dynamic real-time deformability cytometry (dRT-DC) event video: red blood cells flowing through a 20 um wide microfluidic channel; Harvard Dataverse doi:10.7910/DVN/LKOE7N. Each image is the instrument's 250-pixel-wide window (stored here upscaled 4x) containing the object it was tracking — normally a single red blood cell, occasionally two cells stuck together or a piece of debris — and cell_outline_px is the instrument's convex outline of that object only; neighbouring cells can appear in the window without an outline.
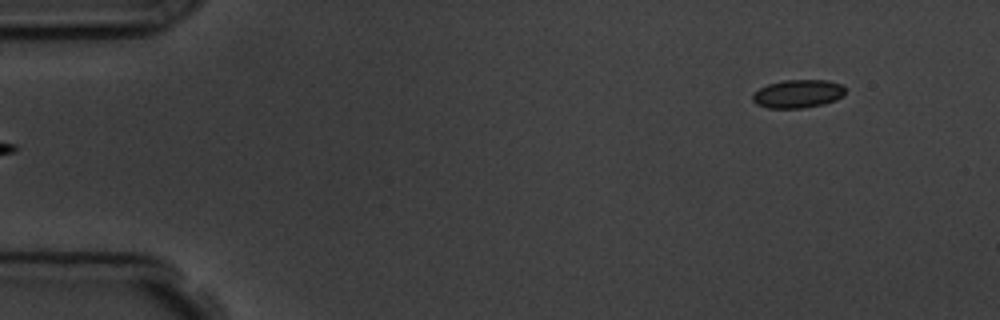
{"species": "common noctule bat (a hibernating species)", "species_latin": "Nyctalus noctula", "temperature_condition": "room temperature", "stored_images_in_passage": 6, "camera_frame_rate_fps": 3000, "um_per_image_px": 0.085, "animal": {"sex": "male", "body_mass_g": 19.5, "forearm_length_mm": 54.6}, "frame": {"image": 1, "passage_image": 6, "time_ms": 6.0, "image_size_px": [1000, 320], "cell_outline_px": [[844, 96], [836, 100], [824, 104], [804, 108], [768, 108], [756, 104], [752, 100], [752, 92], [768, 84], [784, 80], [828, 80], [840, 84], [844, 88]], "centroid_in_image_um": [67.8, 7.98], "position_along_channel_um": 17.2, "area_um2": 15.37}}